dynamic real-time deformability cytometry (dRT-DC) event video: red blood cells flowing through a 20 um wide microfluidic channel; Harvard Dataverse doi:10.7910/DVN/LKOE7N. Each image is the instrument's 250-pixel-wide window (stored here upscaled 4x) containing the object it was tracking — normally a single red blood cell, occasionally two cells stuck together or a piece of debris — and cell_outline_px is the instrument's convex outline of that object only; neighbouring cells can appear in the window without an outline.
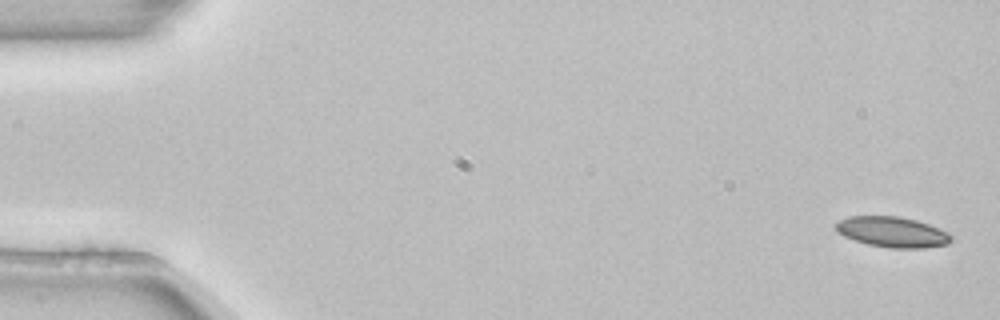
{"species": "common noctule bat (a hibernating species)", "species_latin": "Nyctalus noctula", "temperature_condition": "room temperature", "stored_images_in_passage": 3, "camera_frame_rate_fps": 3000, "um_per_image_px": 0.085, "animal": {"sex": "female", "body_mass_g": 22.7, "forearm_length_mm": 54.2}, "frame": {"image": 1, "passage_image": 1, "time_ms": 0.0, "image_size_px": [1000, 320], "cell_outline_px": [[952, 240], [948, 244], [924, 248], [888, 248], [868, 244], [844, 236], [836, 232], [836, 220], [848, 216], [900, 216], [916, 220], [928, 224], [948, 232], [952, 236]], "centroid_in_image_um": [75.84, 19.71], "position_along_channel_um": 9.2, "area_um2": 20.63}}